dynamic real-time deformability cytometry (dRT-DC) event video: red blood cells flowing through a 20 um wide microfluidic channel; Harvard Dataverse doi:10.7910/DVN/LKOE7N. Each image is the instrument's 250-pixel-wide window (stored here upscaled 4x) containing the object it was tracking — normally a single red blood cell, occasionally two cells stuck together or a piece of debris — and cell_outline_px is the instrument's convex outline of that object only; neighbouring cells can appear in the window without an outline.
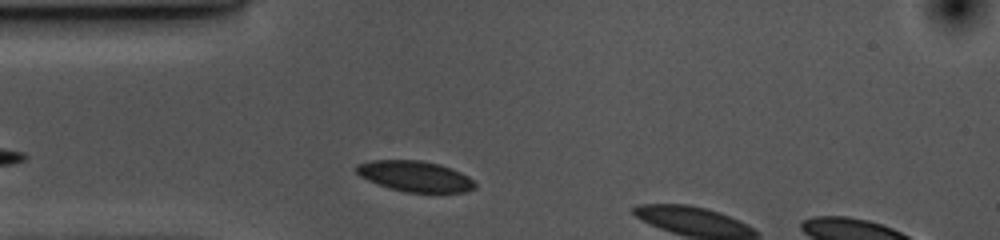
{"species": "common noctule bat (a hibernating species)", "species_latin": "Nyctalus noctula", "temperature_condition": "cold", "stored_images_in_passage": 5, "camera_frame_rate_fps": 3000, "um_per_image_px": 0.085, "animal": {"sex": "female", "body_mass_g": 10.0, "forearm_length_mm": 53.1}, "frame": {"image": 1, "passage_image": 3, "time_ms": 0.667, "image_size_px": [1000, 240], "cell_outline_px": [[476, 188], [464, 192], [408, 192], [388, 188], [368, 180], [360, 176], [356, 172], [356, 164], [368, 160], [420, 160], [440, 164], [452, 168], [468, 176], [476, 184]], "centroid_in_image_um": [35.26, 14.97], "position_along_channel_um": 49.7, "area_um2": 21.27}}